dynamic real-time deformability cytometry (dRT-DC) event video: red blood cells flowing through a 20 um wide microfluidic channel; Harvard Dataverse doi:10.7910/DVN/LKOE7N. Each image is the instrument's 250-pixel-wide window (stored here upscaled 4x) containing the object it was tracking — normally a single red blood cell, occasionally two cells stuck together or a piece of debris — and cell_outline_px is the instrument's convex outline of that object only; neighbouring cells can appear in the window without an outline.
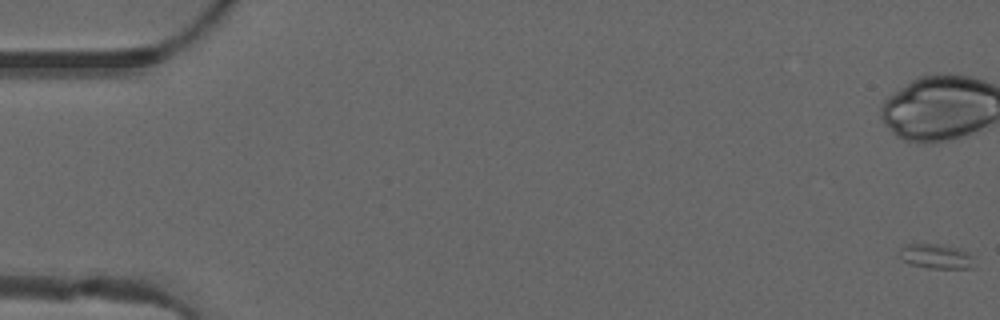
{"species": "common noctule bat (a hibernating species)", "species_latin": "Nyctalus noctula", "temperature_condition": "warm", "stored_images_in_passage": 21, "camera_frame_rate_fps": 3000, "um_per_image_px": 0.085, "animal": {"sex": "male", "forearm_length_mm": 52.5}, "frame": {"image": 1, "passage_image": 1, "time_ms": 0.0, "image_size_px": [1000, 320], "cell_outline_px": [[972, 268], [928, 268], [912, 264], [900, 260], [900, 252], [904, 244], [936, 244], [960, 248], [968, 252], [972, 256]], "centroid_in_image_um": [79.55, 21.78], "position_along_channel_um": 5.4, "area_um2": 10.64}}